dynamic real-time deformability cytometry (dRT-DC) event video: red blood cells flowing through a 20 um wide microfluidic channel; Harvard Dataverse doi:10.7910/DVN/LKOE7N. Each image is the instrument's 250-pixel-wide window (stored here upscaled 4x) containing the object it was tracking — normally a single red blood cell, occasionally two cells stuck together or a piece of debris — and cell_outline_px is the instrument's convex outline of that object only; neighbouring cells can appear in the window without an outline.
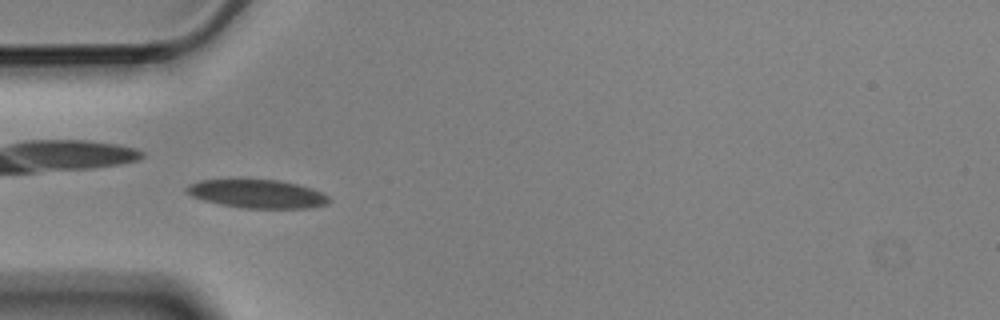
{"species": "Egyptian fruit bat (a non-hibernating species)", "species_latin": "Rousettus aegyptiacus", "temperature_condition": "cold", "stored_images_in_passage": 9, "camera_frame_rate_fps": 3000, "um_per_image_px": 0.085, "animal": {"sex": "male"}, "frame": {"image": 1, "passage_image": 4, "time_ms": 1.0, "image_size_px": [1000, 320], "cell_outline_px": [[332, 200], [328, 204], [312, 208], [244, 208], [220, 204], [204, 200], [192, 196], [184, 192], [184, 188], [188, 184], [200, 180], [280, 180], [312, 188], [328, 196]], "centroid_in_image_um": [21.87, 16.48], "position_along_channel_um": 63.1, "area_um2": 23.64}}
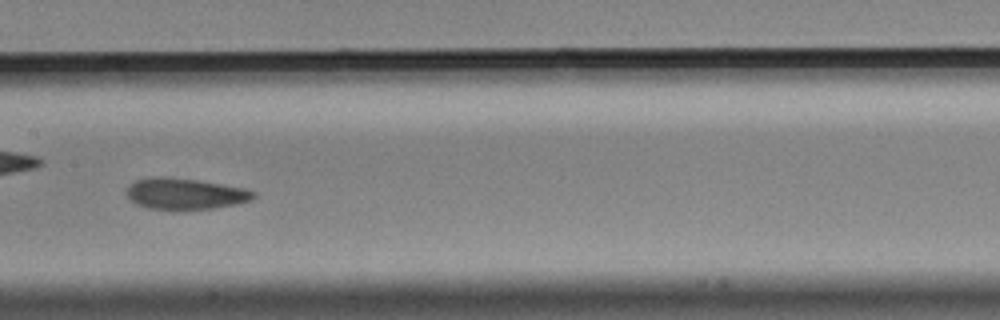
{"frame": {"image": 2, "passage_image": 7, "time_ms": 2.0, "image_size_px": [1000, 320], "cell_outline_px": [[256, 196], [252, 200], [236, 204], [216, 208], [184, 212], [172, 212], [148, 208], [136, 204], [128, 196], [128, 188], [136, 180], [152, 176], [164, 176], [200, 180], [244, 188], [256, 192]], "centroid_in_image_um": [15.76, 16.51], "position_along_channel_um": 191.6, "area_um2": 23.87}}
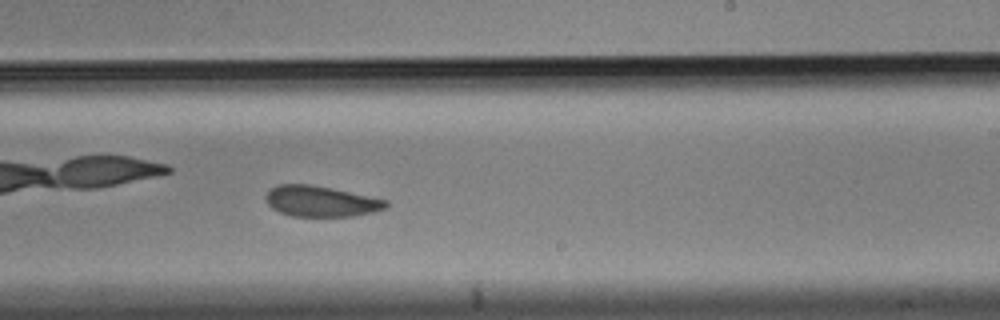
{"frame": {"image": 3, "passage_image": 9, "time_ms": 2.667, "image_size_px": [1000, 320], "cell_outline_px": [[388, 208], [372, 212], [352, 216], [292, 216], [280, 212], [272, 208], [268, 204], [264, 196], [276, 184], [308, 184], [332, 188], [388, 200]], "centroid_in_image_um": [27.28, 17.1], "position_along_channel_um": 261.7, "area_um2": 21.5}}